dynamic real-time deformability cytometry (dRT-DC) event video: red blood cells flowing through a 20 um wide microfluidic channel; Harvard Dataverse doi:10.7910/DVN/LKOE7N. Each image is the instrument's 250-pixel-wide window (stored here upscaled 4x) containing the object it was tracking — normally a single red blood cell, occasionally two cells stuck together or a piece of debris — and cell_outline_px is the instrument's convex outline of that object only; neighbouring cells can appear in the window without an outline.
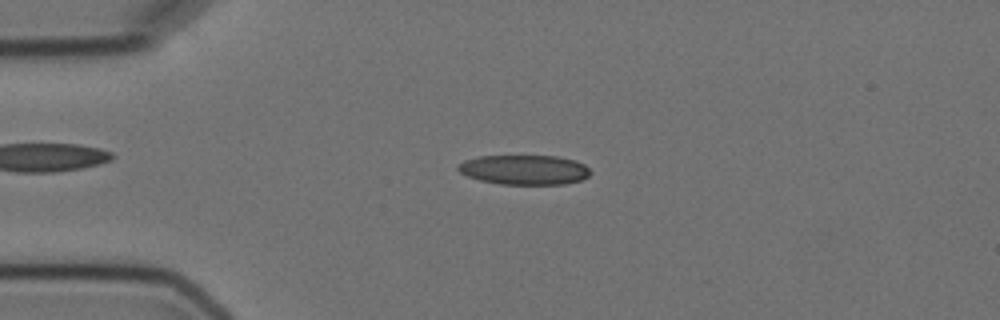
{"species": "Egyptian fruit bat (a non-hibernating species)", "species_latin": "Rousettus aegyptiacus", "temperature_condition": "cold", "stored_images_in_passage": 5, "camera_frame_rate_fps": 3000, "um_per_image_px": 0.085, "animal": {"sex": "female"}, "frame": {"image": 1, "passage_image": 3, "time_ms": 2.333, "image_size_px": [1000, 320], "cell_outline_px": [[592, 172], [588, 176], [580, 180], [564, 184], [500, 184], [480, 180], [468, 176], [460, 172], [456, 168], [456, 164], [464, 160], [480, 156], [556, 156], [576, 160], [584, 164]], "centroid_in_image_um": [44.56, 14.42], "position_along_channel_um": 40.4, "area_um2": 22.95}}
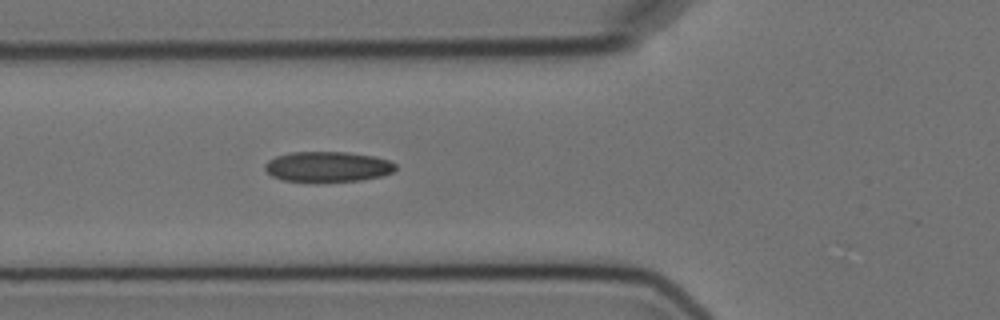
{"frame": {"image": 2, "passage_image": 5, "time_ms": 4.667, "image_size_px": [1000, 320], "cell_outline_px": [[396, 168], [392, 172], [380, 176], [360, 180], [316, 184], [280, 180], [272, 176], [264, 168], [264, 164], [268, 160], [276, 156], [292, 152], [348, 152], [376, 156], [388, 160], [396, 164]], "centroid_in_image_um": [27.81, 14.2], "position_along_channel_um": 98.0, "area_um2": 23.81}}